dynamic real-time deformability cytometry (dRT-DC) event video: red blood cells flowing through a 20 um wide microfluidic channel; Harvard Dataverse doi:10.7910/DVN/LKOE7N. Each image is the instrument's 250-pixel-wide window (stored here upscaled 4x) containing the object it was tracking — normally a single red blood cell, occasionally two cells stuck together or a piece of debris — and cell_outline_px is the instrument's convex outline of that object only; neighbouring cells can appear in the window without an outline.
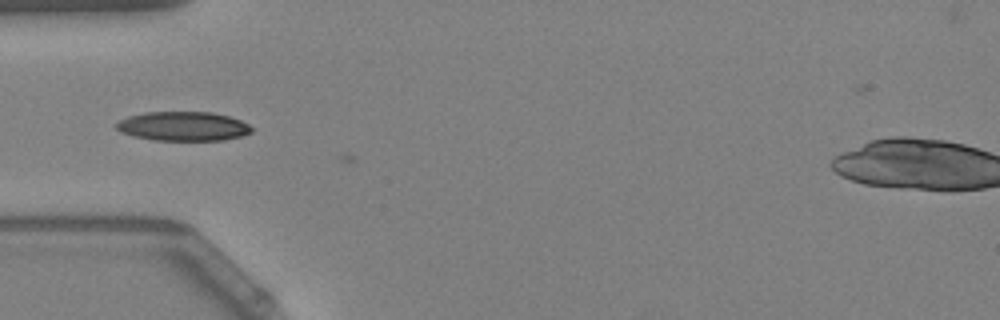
{"species": "Egyptian fruit bat (a non-hibernating species)", "species_latin": "Rousettus aegyptiacus", "temperature_condition": "warm", "stored_images_in_passage": 4, "camera_frame_rate_fps": 3000, "um_per_image_px": 0.085, "animal": {"sex": "female"}, "frame": {"image": 1, "passage_image": 3, "time_ms": 0.667, "image_size_px": [1000, 320], "cell_outline_px": [[252, 132], [240, 136], [224, 140], [152, 140], [132, 136], [120, 132], [116, 128], [116, 124], [120, 120], [128, 116], [144, 112], [212, 112], [228, 116], [240, 120], [248, 124], [252, 128]], "centroid_in_image_um": [15.54, 10.73], "position_along_channel_um": 69.5, "area_um2": 23.06}}